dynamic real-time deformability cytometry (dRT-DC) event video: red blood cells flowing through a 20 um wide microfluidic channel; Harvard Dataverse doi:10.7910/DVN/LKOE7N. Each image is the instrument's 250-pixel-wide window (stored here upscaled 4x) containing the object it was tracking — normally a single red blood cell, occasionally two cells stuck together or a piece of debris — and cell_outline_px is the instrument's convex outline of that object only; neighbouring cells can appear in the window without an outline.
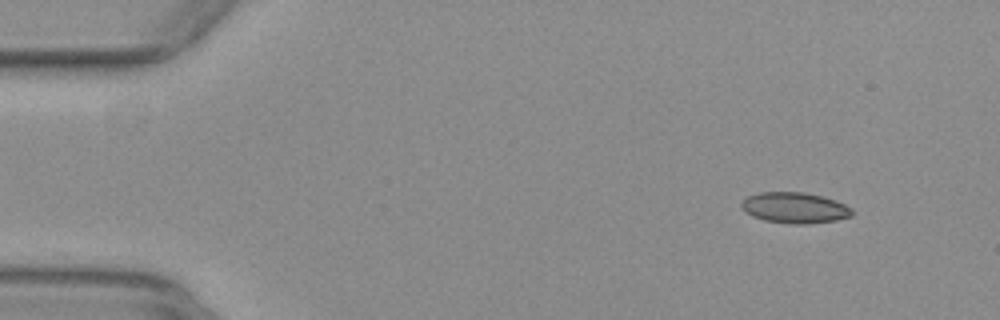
{"species": "common noctule bat (a hibernating species)", "species_latin": "Nyctalus noctula", "temperature_condition": "warm", "stored_images_in_passage": 53, "camera_frame_rate_fps": 3000, "um_per_image_px": 0.085, "animal": {"sex": "female", "body_mass_g": 29.2, "forearm_length_mm": 56.3}, "frame": {"image": 1, "passage_image": 5, "time_ms": 1.333, "image_size_px": [1000, 320], "cell_outline_px": [[852, 216], [836, 220], [808, 224], [788, 224], [764, 220], [752, 216], [744, 212], [740, 208], [740, 204], [748, 196], [760, 192], [804, 192], [836, 200], [852, 208]], "centroid_in_image_um": [67.53, 17.67], "position_along_channel_um": 17.5, "area_um2": 20.0}}
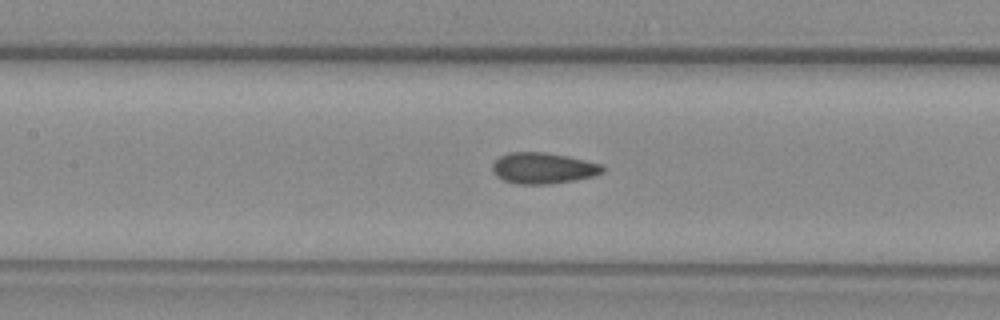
{"frame": {"image": 2, "passage_image": 24, "time_ms": 7.667, "image_size_px": [1000, 320], "cell_outline_px": [[604, 172], [592, 176], [572, 180], [548, 184], [516, 184], [504, 180], [496, 176], [492, 168], [492, 164], [500, 156], [508, 152], [544, 152], [568, 156], [600, 164], [604, 168]], "centroid_in_image_um": [46.13, 14.29], "position_along_channel_um": 161.3, "area_um2": 19.77}}
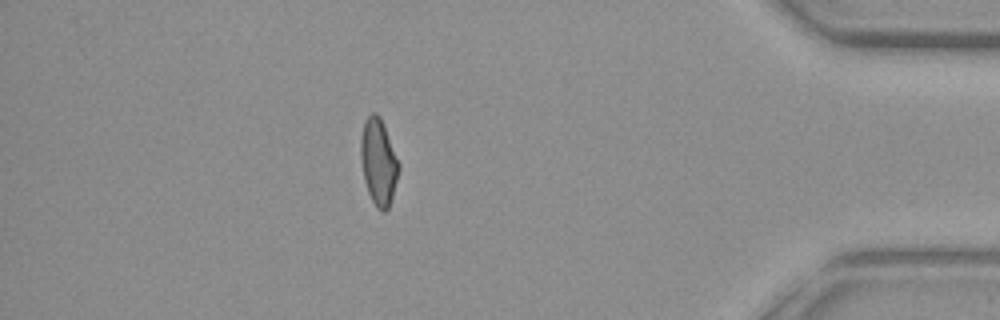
{"frame": {"image": 3, "passage_image": 46, "time_ms": 15.0, "image_size_px": [1000, 320], "cell_outline_px": [[400, 168], [392, 196], [388, 208], [384, 212], [380, 212], [376, 208], [368, 192], [364, 180], [360, 156], [360, 136], [364, 120], [372, 112], [376, 112], [380, 116], [400, 164]], "centroid_in_image_um": [32.16, 13.75], "position_along_channel_um": 403.0, "area_um2": 19.25}, "authors_computed_cell_mechanics": {"area_um2": 19.4786, "velocity_mm_per_s": 3.9184, "shape_relaxation_time_tau1_ms": null, "shape_relaxation_time_tau2_ms": 1.2941, "deformation_change_tau1": null, "deformation_change_tau2": 0.0636}}